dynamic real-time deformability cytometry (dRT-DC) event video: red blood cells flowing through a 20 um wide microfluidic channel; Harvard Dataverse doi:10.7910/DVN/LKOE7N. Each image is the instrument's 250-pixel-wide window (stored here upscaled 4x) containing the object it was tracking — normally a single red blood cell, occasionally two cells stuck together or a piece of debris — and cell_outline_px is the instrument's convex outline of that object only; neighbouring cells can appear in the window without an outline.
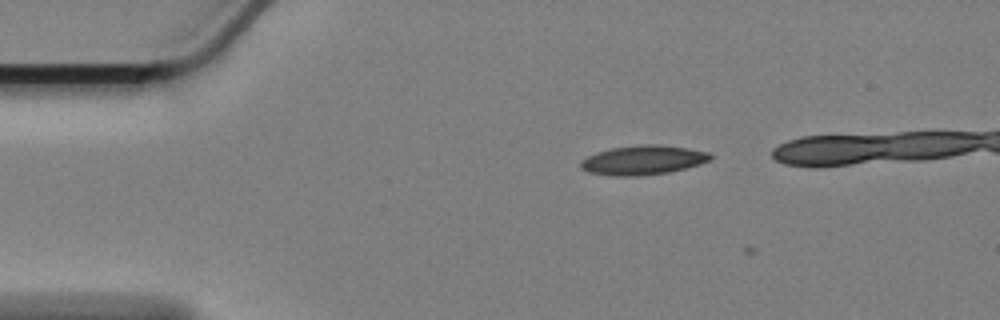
{"species": "Egyptian fruit bat (a non-hibernating species)", "species_latin": "Rousettus aegyptiacus", "temperature_condition": "cold", "stored_images_in_passage": 37, "camera_frame_rate_fps": 3000, "um_per_image_px": 0.085, "animal": {"sex": "female"}, "frame": {"image": 1, "passage_image": 1, "time_ms": 0.0, "image_size_px": [1000, 320], "cell_outline_px": [[712, 160], [700, 164], [668, 172], [640, 176], [612, 176], [588, 172], [580, 168], [580, 160], [596, 152], [612, 148], [640, 144], [660, 144], [688, 148], [708, 152], [712, 156]], "centroid_in_image_um": [54.64, 13.6], "position_along_channel_um": 30.4, "area_um2": 22.31}}
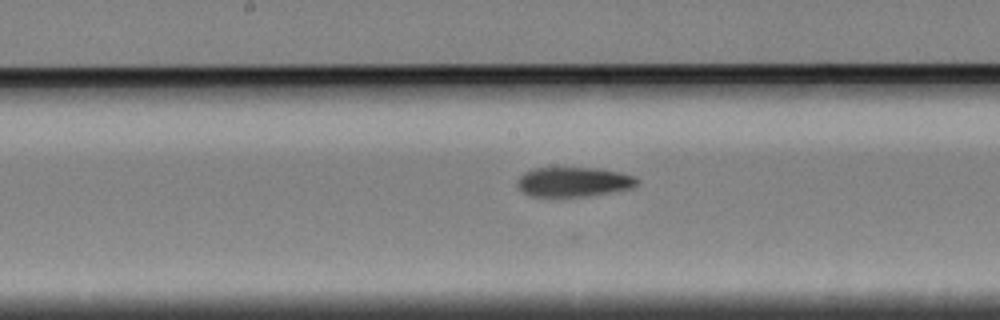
{"frame": {"image": 2, "passage_image": 20, "time_ms": 6.333, "image_size_px": [1000, 320], "cell_outline_px": [[640, 184], [632, 188], [616, 192], [560, 200], [528, 196], [516, 188], [516, 180], [524, 172], [532, 168], [600, 168], [620, 172], [636, 176], [640, 180]], "centroid_in_image_um": [48.73, 15.51], "position_along_channel_um": 199.5, "area_um2": 22.08}}
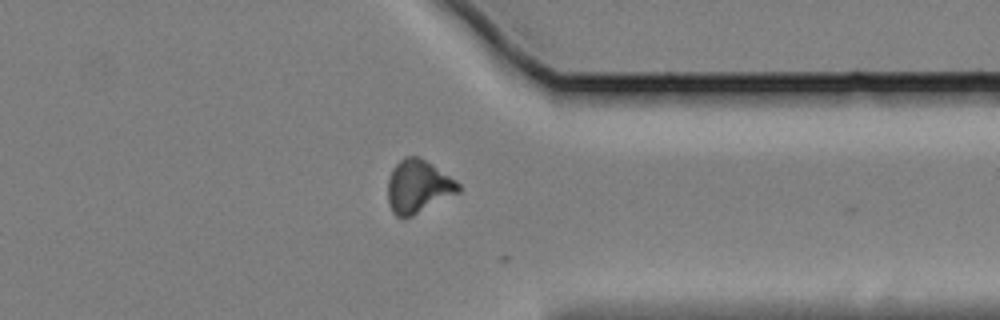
{"frame": {"image": 3, "passage_image": 36, "time_ms": 11.667, "image_size_px": [1000, 320], "cell_outline_px": [[460, 192], [412, 216], [396, 216], [392, 212], [388, 204], [388, 180], [392, 168], [404, 156], [420, 156], [456, 180], [460, 184]], "centroid_in_image_um": [35.54, 15.84], "position_along_channel_um": 375.9, "area_um2": 21.85}}